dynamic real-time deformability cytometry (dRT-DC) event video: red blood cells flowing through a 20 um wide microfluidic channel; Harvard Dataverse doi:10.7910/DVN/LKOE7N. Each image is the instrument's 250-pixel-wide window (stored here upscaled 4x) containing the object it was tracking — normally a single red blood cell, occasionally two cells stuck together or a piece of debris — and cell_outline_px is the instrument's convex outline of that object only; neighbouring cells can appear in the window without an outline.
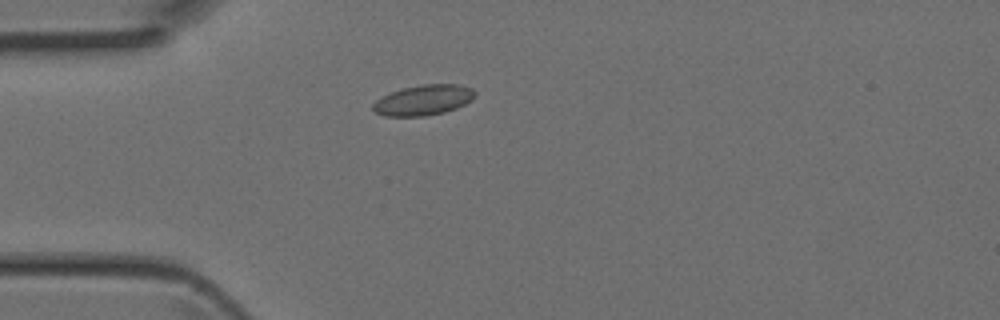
{"species": "Egyptian fruit bat (a non-hibernating species)", "species_latin": "Rousettus aegyptiacus", "temperature_condition": "room temperature", "stored_images_in_passage": 2, "camera_frame_rate_fps": 3000, "um_per_image_px": 0.085, "animal": {"sex": "female"}, "frame": {"image": 1, "passage_image": 2, "time_ms": 0.333, "image_size_px": [1000, 320], "cell_outline_px": [[476, 92], [472, 100], [456, 108], [444, 112], [424, 116], [384, 116], [376, 112], [372, 108], [372, 104], [376, 100], [392, 92], [404, 88], [420, 84], [456, 84], [472, 88]], "centroid_in_image_um": [36.0, 8.51], "position_along_channel_um": 49.0, "area_um2": 17.92}}